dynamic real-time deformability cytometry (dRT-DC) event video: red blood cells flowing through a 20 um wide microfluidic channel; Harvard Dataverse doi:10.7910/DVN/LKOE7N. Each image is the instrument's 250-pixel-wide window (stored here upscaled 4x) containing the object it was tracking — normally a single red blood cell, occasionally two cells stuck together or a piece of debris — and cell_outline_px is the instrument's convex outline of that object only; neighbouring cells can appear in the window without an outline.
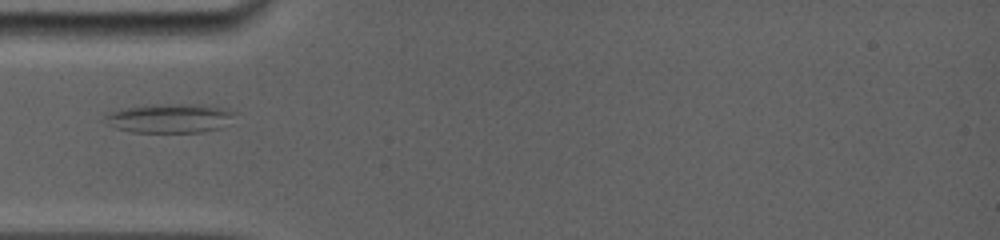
{"species": "common noctule bat (a hibernating species)", "species_latin": "Nyctalus noctula", "temperature_condition": "room temperature", "stored_images_in_passage": 55, "camera_frame_rate_fps": 5000, "um_per_image_px": 0.085, "animal": {"sex": "female", "body_mass_g": 19.0, "forearm_length_mm": 56.7}, "frame": {"image": 1, "passage_image": 1, "time_ms": 0.0, "image_size_px": [1000, 240], "cell_outline_px": [[236, 112], [220, 128], [200, 132], [132, 132], [116, 128], [100, 120], [108, 112], [120, 108], [156, 104], [200, 104], [228, 108]], "centroid_in_image_um": [14.35, 10.03], "position_along_channel_um": 70.7, "area_um2": 22.2}}
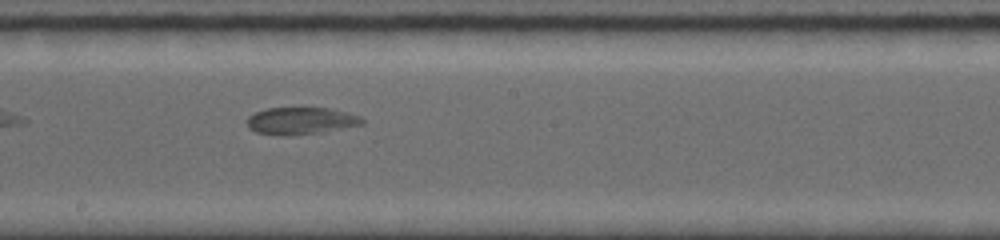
{"frame": {"image": 2, "passage_image": 21, "time_ms": 4.0, "image_size_px": [1000, 240], "cell_outline_px": [[364, 124], [324, 132], [256, 132], [248, 128], [248, 116], [256, 112], [268, 108], [304, 104], [328, 108], [348, 112], [360, 116], [364, 120]], "centroid_in_image_um": [25.66, 10.16], "position_along_channel_um": 222.5, "area_um2": 18.09}}
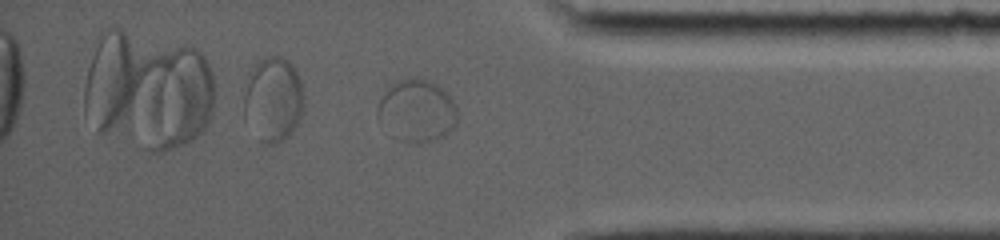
{"frame": {"image": 3, "passage_image": 45, "time_ms": 8.8, "image_size_px": [1000, 240], "cell_outline_px": [[456, 124], [444, 136], [432, 140], [400, 140], [392, 136], [376, 116], [376, 108], [388, 84], [396, 80], [408, 76], [432, 80], [448, 92], [456, 104]], "centroid_in_image_um": [35.41, 9.32], "position_along_channel_um": 399.8, "area_um2": 29.19}}